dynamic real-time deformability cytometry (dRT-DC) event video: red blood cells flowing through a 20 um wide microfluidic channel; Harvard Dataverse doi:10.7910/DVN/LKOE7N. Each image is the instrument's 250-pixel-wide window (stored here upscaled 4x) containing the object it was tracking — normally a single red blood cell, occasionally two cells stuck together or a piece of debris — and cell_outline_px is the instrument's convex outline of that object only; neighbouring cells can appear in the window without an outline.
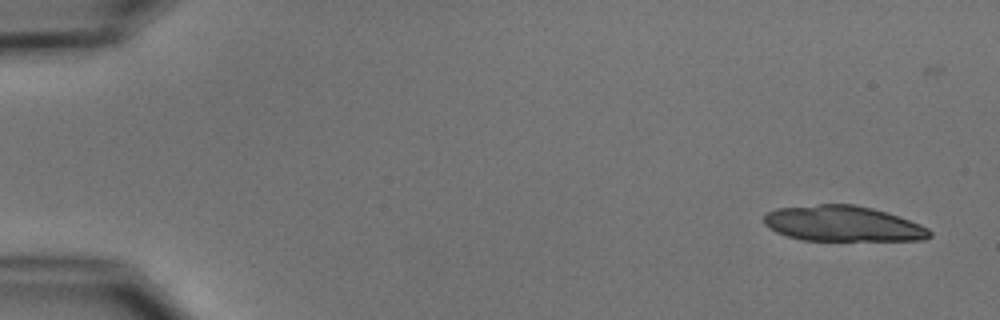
{"species": "common noctule bat (a hibernating species)", "species_latin": "Nyctalus noctula", "temperature_condition": "cold", "stored_images_in_passage": 21, "camera_frame_rate_fps": 3000, "um_per_image_px": 0.085, "animal": {"sex": "male", "body_mass_g": 15.6}, "frame": {"image": 1, "passage_image": 3, "time_ms": 0.667, "image_size_px": [1000, 320], "cell_outline_px": [[932, 236], [924, 240], [800, 240], [776, 232], [768, 228], [764, 224], [764, 216], [768, 212], [776, 208], [820, 204], [852, 204], [872, 208], [888, 212], [920, 224], [928, 228], [932, 232]], "centroid_in_image_um": [71.65, 19.01], "position_along_channel_um": 13.4, "area_um2": 34.39}}
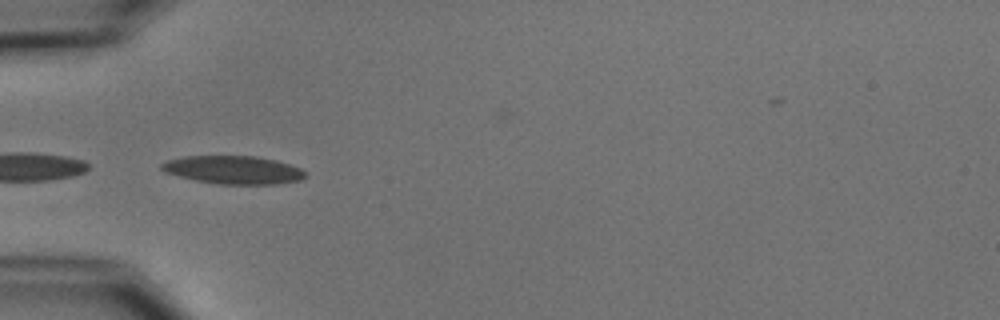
{"frame": {"image": 2, "passage_image": 18, "time_ms": 5.667, "image_size_px": [1000, 320], "cell_outline_px": [[308, 176], [300, 180], [276, 184], [216, 184], [196, 180], [164, 172], [160, 168], [160, 164], [168, 160], [184, 156], [256, 156], [276, 160], [300, 168]], "centroid_in_image_um": [19.83, 14.44], "position_along_channel_um": 65.2, "area_um2": 23.52}}